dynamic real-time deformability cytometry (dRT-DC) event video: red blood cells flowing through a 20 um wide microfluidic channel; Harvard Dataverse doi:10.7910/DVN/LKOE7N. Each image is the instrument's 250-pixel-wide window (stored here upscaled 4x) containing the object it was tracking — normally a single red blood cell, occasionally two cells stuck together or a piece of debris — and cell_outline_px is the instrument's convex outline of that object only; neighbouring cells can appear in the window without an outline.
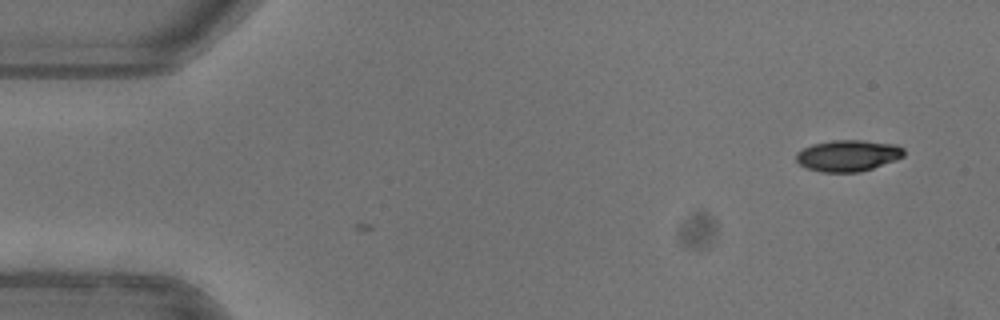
{"species": "common noctule bat (a hibernating species)", "species_latin": "Nyctalus noctula", "temperature_condition": "warm", "stored_images_in_passage": 3, "camera_frame_rate_fps": 3000, "um_per_image_px": 0.085, "animal": {"sex": "female"}, "frame": {"image": 1, "passage_image": 3, "time_ms": 0.667, "image_size_px": [1000, 320], "cell_outline_px": [[904, 156], [896, 160], [860, 172], [820, 172], [808, 168], [800, 164], [796, 160], [796, 152], [812, 144], [832, 140], [864, 140], [896, 144], [904, 148]], "centroid_in_image_um": [72.09, 13.22], "position_along_channel_um": 12.9, "area_um2": 19.77}}